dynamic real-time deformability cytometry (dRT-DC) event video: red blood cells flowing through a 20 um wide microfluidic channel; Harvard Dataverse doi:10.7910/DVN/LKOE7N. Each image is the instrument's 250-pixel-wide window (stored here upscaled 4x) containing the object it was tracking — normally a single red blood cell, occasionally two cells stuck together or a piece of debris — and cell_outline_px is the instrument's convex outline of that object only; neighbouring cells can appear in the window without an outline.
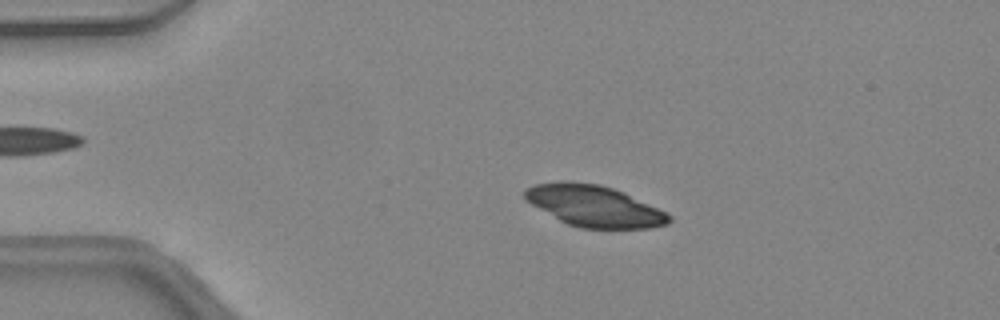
{"species": "common noctule bat (a hibernating species)", "species_latin": "Nyctalus noctula", "temperature_condition": "warm", "stored_images_in_passage": 45, "camera_frame_rate_fps": 3000, "um_per_image_px": 0.085, "animal": {"sex": "female", "body_mass_g": 24.6, "forearm_length_mm": 56.2}, "frame": {"image": 1, "passage_image": 9, "time_ms": 2.667, "image_size_px": [1000, 320], "cell_outline_px": [[672, 220], [668, 224], [648, 228], [580, 228], [568, 224], [560, 220], [532, 204], [524, 196], [524, 188], [536, 184], [564, 180], [600, 184], [624, 192], [668, 212], [672, 216]], "centroid_in_image_um": [50.55, 17.5], "position_along_channel_um": 34.5, "area_um2": 34.68}}